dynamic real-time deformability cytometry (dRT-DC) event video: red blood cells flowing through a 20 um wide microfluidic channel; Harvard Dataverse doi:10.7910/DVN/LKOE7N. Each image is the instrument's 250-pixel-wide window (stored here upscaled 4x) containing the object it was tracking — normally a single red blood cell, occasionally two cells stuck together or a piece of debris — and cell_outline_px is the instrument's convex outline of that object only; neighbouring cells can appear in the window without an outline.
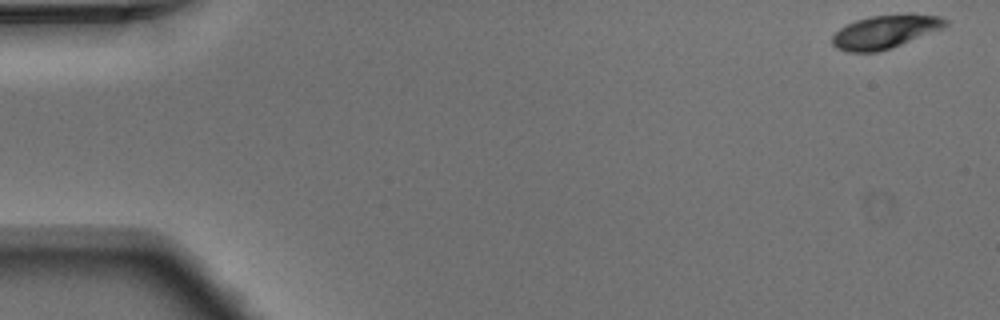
{"species": "Egyptian fruit bat (a non-hibernating species)", "species_latin": "Rousettus aegyptiacus", "temperature_condition": "warm", "stored_images_in_passage": 4, "camera_frame_rate_fps": 3000, "um_per_image_px": 0.085, "animal": {"sex": "male"}, "frame": {"image": 1, "passage_image": 1, "time_ms": 0.0, "image_size_px": [1000, 320], "cell_outline_px": [[948, 24], [940, 28], [880, 52], [848, 52], [836, 48], [832, 44], [832, 36], [840, 28], [856, 20], [872, 16], [908, 12], [912, 12], [940, 16], [948, 20]], "centroid_in_image_um": [75.22, 2.67], "position_along_channel_um": 9.8, "area_um2": 21.96}}
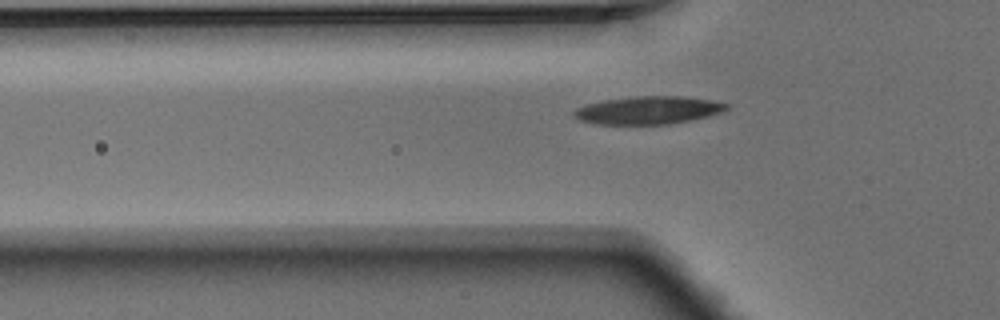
{"frame": {"image": 2, "passage_image": 4, "time_ms": 1.0, "image_size_px": [1000, 320], "cell_outline_px": [[728, 108], [724, 112], [692, 120], [668, 124], [596, 124], [580, 120], [572, 116], [572, 112], [576, 108], [588, 104], [604, 100], [636, 96], [680, 96], [712, 100], [728, 104]], "centroid_in_image_um": [55.1, 9.37], "position_along_channel_um": 70.7, "area_um2": 24.8}}